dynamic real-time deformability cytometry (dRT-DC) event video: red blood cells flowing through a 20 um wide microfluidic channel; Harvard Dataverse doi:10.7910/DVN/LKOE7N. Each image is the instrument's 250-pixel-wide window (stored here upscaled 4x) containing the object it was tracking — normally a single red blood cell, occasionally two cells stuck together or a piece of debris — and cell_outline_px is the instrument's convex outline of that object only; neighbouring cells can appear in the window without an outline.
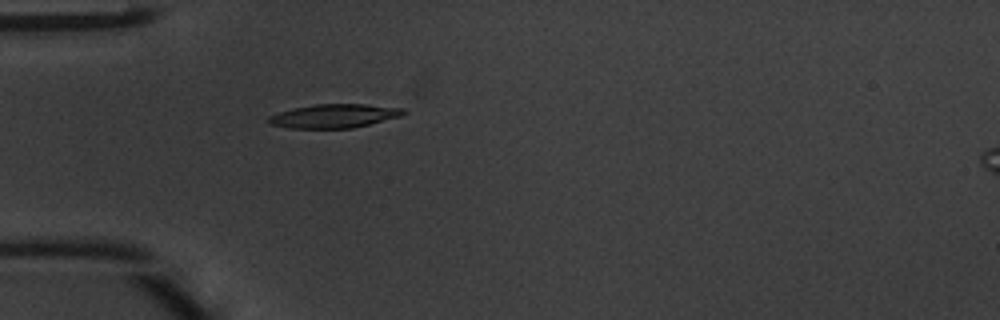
{"species": "common noctule bat (a hibernating species)", "species_latin": "Nyctalus noctula", "temperature_condition": "warm", "stored_images_in_passage": 34, "camera_frame_rate_fps": 3000, "um_per_image_px": 0.085, "animal": {"sex": "male", "body_mass_g": 20.1, "forearm_length_mm": 53.5}, "frame": {"image": 1, "passage_image": 1, "time_ms": 0.0, "image_size_px": [1000, 320], "cell_outline_px": [[408, 112], [400, 116], [352, 128], [288, 128], [268, 124], [268, 116], [280, 112], [296, 108], [316, 104], [364, 104], [404, 108]], "centroid_in_image_um": [28.4, 9.86], "position_along_channel_um": 56.6, "area_um2": 18.5}}
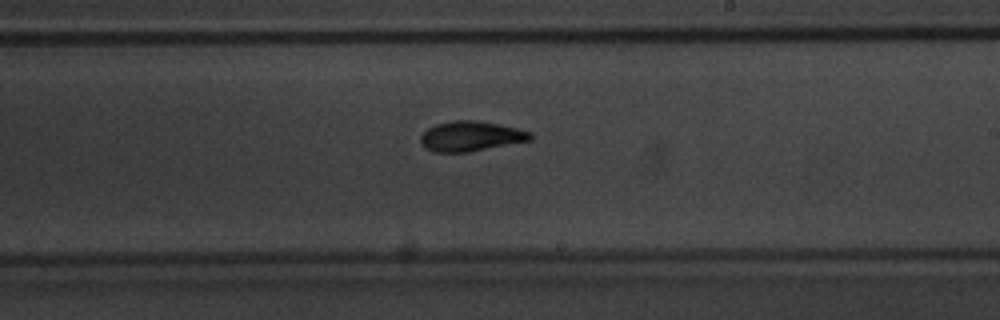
{"frame": {"image": 2, "passage_image": 15, "time_ms": 4.667, "image_size_px": [1000, 320], "cell_outline_px": [[532, 140], [468, 152], [432, 152], [420, 144], [420, 136], [428, 128], [436, 124], [452, 120], [476, 120], [500, 124], [532, 132]], "centroid_in_image_um": [40.01, 11.57], "position_along_channel_um": 249.0, "area_um2": 19.31}}
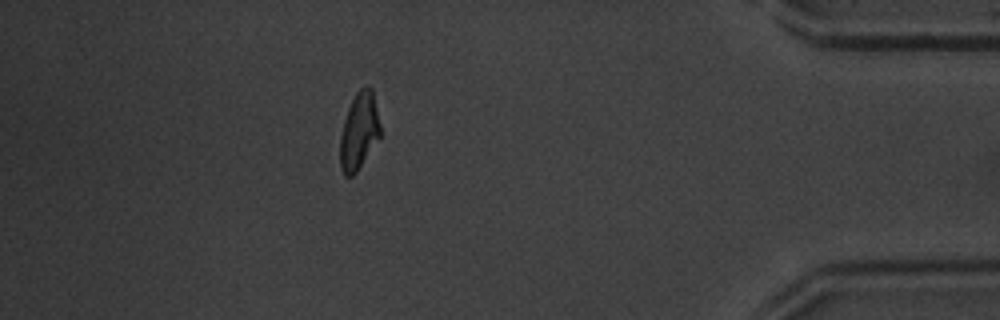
{"frame": {"image": 3, "passage_image": 29, "time_ms": 9.333, "image_size_px": [1000, 320], "cell_outline_px": [[380, 136], [356, 172], [352, 176], [344, 176], [340, 168], [340, 136], [344, 120], [348, 108], [356, 92], [364, 84], [368, 84], [372, 88], [380, 124]], "centroid_in_image_um": [30.51, 11.11], "position_along_channel_um": 404.7, "area_um2": 17.98}, "authors_computed_cell_mechanics": {"area_um2": 18.5827, "velocity_mm_per_s": 4.2486, "shape_relaxation_time_tau1_ms": 3.3869, "shape_relaxation_time_tau2_ms": 2.0995, "deformation_change_tau1": 0.1738, "deformation_change_tau2": 0.0798}}